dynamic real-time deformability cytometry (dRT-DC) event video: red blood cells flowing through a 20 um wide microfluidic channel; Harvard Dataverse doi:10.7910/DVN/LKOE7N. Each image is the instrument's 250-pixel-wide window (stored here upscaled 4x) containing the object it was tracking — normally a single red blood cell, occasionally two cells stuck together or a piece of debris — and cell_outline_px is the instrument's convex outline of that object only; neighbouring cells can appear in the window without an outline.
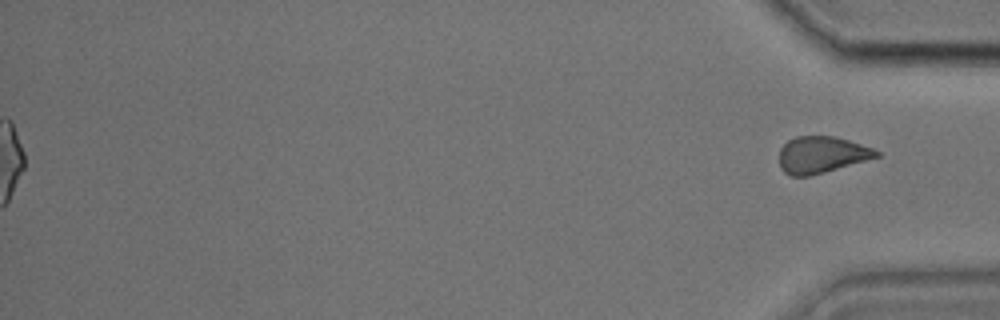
{"species": "common noctule bat (a hibernating species)", "species_latin": "Nyctalus noctula", "temperature_condition": "cold", "stored_images_in_passage": 34, "segment_of_instrument_passage": [2, 2], "camera_frame_rate_fps": 3000, "um_per_image_px": 0.085, "animal": {"sex": "male", "body_mass_g": 17.9, "forearm_length_mm": 54.2}, "frame": {"image": 1, "passage_image": 34, "time_ms": 11.0, "image_size_px": [1000, 320], "cell_outline_px": [[880, 156], [824, 172], [808, 176], [792, 176], [784, 172], [780, 168], [780, 148], [788, 140], [796, 136], [832, 136], [848, 140], [872, 148], [880, 152]], "centroid_in_image_um": [69.81, 13.15], "position_along_channel_um": 365.4, "area_um2": 20.52}}